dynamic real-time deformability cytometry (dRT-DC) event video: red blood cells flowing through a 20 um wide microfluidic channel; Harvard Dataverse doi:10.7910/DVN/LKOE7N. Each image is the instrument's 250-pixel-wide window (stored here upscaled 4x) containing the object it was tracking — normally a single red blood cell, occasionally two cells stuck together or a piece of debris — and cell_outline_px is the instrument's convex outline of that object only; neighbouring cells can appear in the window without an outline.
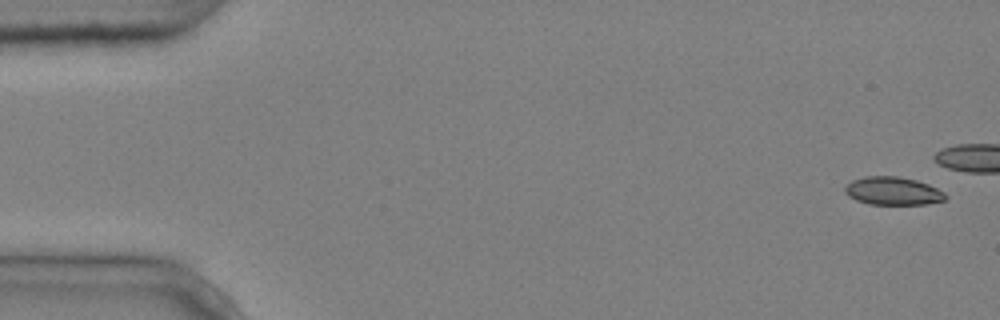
{"species": "common noctule bat (a hibernating species)", "species_latin": "Nyctalus noctula", "temperature_condition": "cold", "stored_images_in_passage": 6, "camera_frame_rate_fps": 3000, "um_per_image_px": 0.085, "animal": {"sex": "male", "body_mass_g": 20.4}, "frame": {"image": 1, "passage_image": 1, "time_ms": 0.0, "image_size_px": [1000, 320], "cell_outline_px": [[948, 196], [944, 200], [924, 204], [868, 204], [856, 200], [848, 196], [844, 192], [844, 188], [852, 180], [864, 176], [896, 176], [916, 180], [928, 184], [944, 192]], "centroid_in_image_um": [75.87, 16.23], "position_along_channel_um": 9.1, "area_um2": 16.42}}